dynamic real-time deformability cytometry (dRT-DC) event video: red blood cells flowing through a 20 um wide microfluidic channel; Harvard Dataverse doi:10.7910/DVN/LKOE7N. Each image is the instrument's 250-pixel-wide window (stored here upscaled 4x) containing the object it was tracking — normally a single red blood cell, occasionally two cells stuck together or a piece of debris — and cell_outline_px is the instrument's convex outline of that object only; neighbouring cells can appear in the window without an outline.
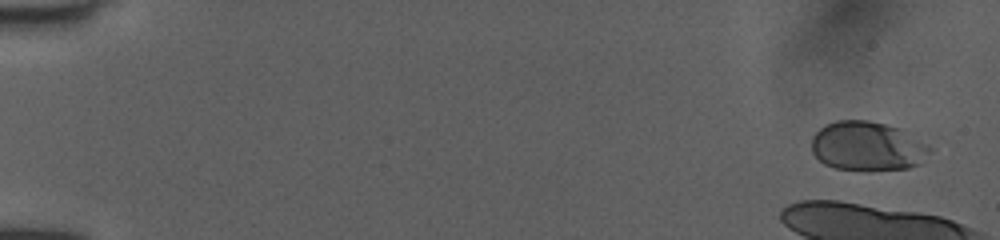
{"species": "human", "species_latin": "Homo sapiens", "temperature_condition": "room temperature", "stored_images_in_passage": 4, "camera_frame_rate_fps": 3000, "um_per_image_px": 0.085, "donor": {"sex": "female"}, "frame": {"image": 1, "passage_image": 2, "time_ms": 0.333, "image_size_px": [1000, 240], "cell_outline_px": [[932, 152], [916, 164], [908, 168], [836, 168], [824, 164], [812, 152], [812, 136], [824, 124], [836, 120], [868, 120], [904, 128], [928, 144], [932, 148]], "centroid_in_image_um": [73.75, 12.36], "position_along_channel_um": 11.3, "area_um2": 33.7}}